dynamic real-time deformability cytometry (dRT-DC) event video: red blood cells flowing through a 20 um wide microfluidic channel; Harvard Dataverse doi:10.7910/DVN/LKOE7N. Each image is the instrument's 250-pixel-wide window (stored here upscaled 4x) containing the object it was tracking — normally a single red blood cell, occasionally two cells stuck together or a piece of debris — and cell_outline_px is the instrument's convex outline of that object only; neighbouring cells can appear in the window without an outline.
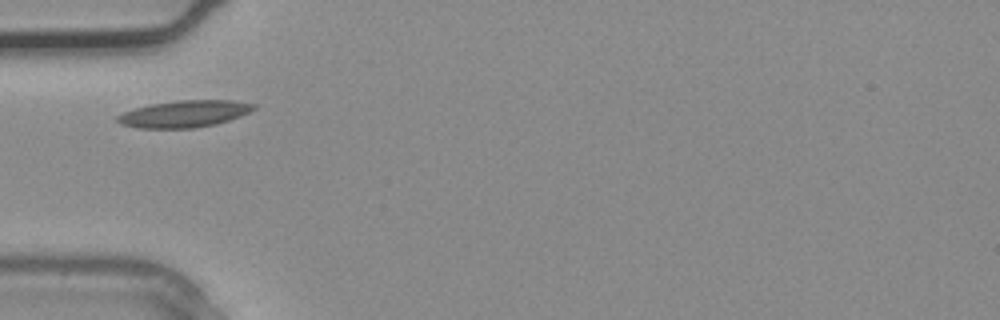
{"species": "common noctule bat (a hibernating species)", "species_latin": "Nyctalus noctula", "temperature_condition": "warm", "stored_images_in_passage": 1, "camera_frame_rate_fps": 3000, "um_per_image_px": 0.085, "animal": {"sex": "male", "body_mass_g": 20.4}, "frame": {"image": 1, "passage_image": 1, "time_ms": 0.0, "image_size_px": [1000, 320], "cell_outline_px": [[256, 108], [240, 116], [216, 124], [196, 128], [140, 128], [120, 124], [116, 120], [116, 116], [124, 112], [136, 108], [152, 104], [180, 100], [232, 100], [256, 104]], "centroid_in_image_um": [15.67, 9.68], "position_along_channel_um": 69.3, "area_um2": 21.21}}